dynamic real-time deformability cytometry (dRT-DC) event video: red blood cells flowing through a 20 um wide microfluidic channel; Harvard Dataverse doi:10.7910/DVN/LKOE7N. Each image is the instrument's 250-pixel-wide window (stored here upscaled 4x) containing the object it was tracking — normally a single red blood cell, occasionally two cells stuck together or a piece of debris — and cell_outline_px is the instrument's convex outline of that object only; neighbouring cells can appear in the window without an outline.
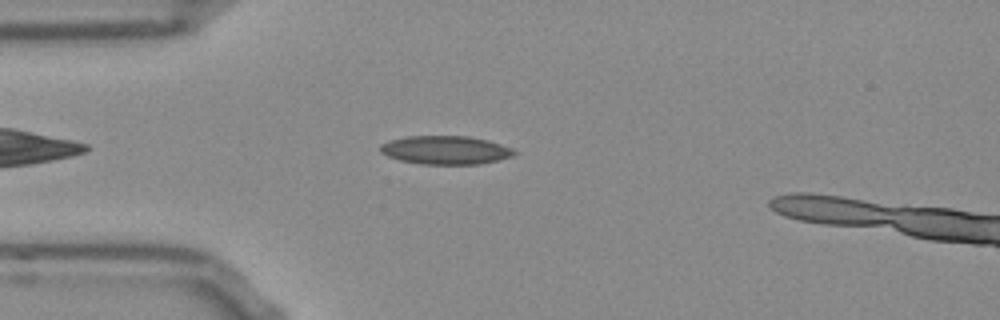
{"species": "Egyptian fruit bat (a non-hibernating species)", "species_latin": "Rousettus aegyptiacus", "temperature_condition": "room temperature", "stored_images_in_passage": 41, "camera_frame_rate_fps": 3000, "um_per_image_px": 0.085, "frame": {"image": 1, "passage_image": 6, "time_ms": 1.667, "image_size_px": [1000, 320], "cell_outline_px": [[516, 152], [512, 156], [480, 164], [420, 164], [400, 160], [388, 156], [380, 152], [380, 144], [388, 140], [408, 136], [468, 136], [488, 140], [512, 148]], "centroid_in_image_um": [37.83, 12.75], "position_along_channel_um": 47.2, "area_um2": 22.2}}
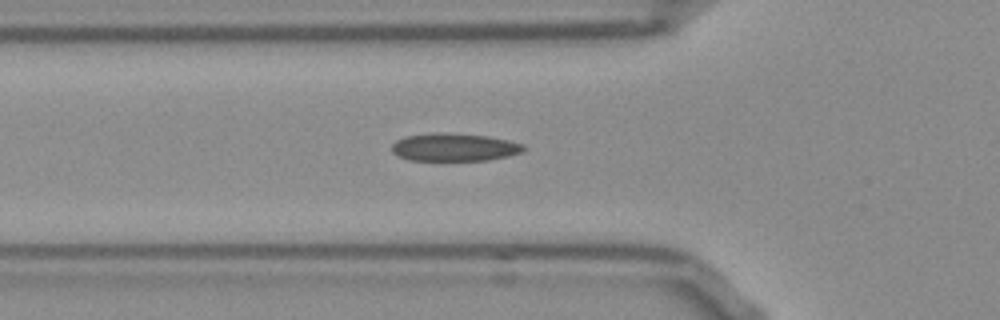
{"frame": {"image": 2, "passage_image": 10, "time_ms": 3.0, "image_size_px": [1000, 320], "cell_outline_px": [[524, 148], [520, 152], [508, 156], [488, 160], [408, 160], [392, 152], [392, 144], [396, 140], [404, 136], [436, 132], [448, 132], [488, 136], [508, 140], [524, 144]], "centroid_in_image_um": [38.59, 12.5], "position_along_channel_um": 87.2, "area_um2": 21.44}}
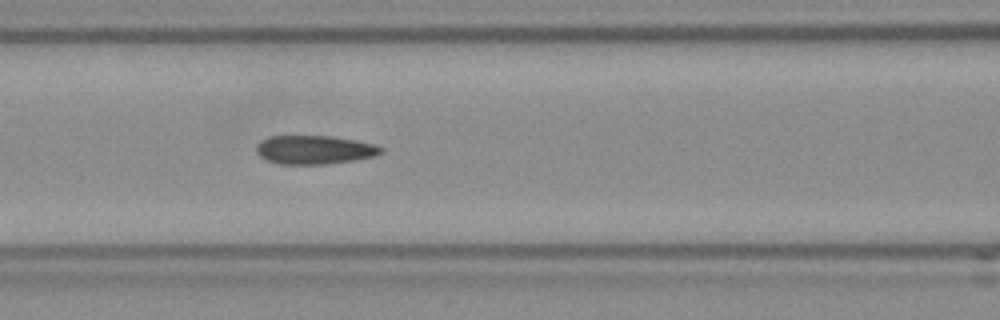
{"frame": {"image": 3, "passage_image": 14, "time_ms": 4.333, "image_size_px": [1000, 320], "cell_outline_px": [[384, 152], [372, 156], [352, 160], [324, 164], [280, 164], [268, 160], [260, 156], [256, 152], [256, 144], [260, 140], [268, 136], [332, 136], [356, 140], [372, 144], [384, 148]], "centroid_in_image_um": [26.69, 12.72], "position_along_channel_um": 139.9, "area_um2": 20.75}, "authors_computed_cell_mechanics": {"area_um2": 20.808, "velocity_mm_per_s": 3.869, "shape_relaxation_time_tau1_ms": null, "shape_relaxation_time_tau2_ms": 2.1872, "deformation_change_tau1": null, "deformation_change_tau2": 0.0994}}